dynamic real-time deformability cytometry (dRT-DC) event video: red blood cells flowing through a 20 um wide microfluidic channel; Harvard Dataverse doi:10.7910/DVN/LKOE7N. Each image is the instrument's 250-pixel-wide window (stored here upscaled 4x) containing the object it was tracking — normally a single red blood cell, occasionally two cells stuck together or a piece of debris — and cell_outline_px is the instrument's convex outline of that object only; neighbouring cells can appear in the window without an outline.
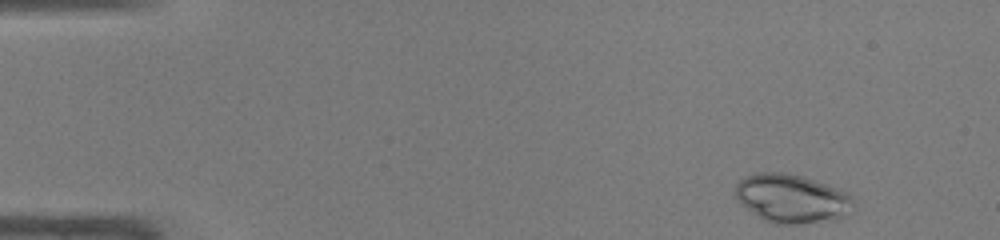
{"species": "common noctule bat (a hibernating species)", "species_latin": "Nyctalus noctula", "temperature_condition": "warm", "stored_images_in_passage": 44, "camera_frame_rate_fps": 3000, "um_per_image_px": 0.085, "animal": {"sex": "male", "body_mass_g": 19.0, "forearm_length_mm": 50.8}, "frame": {"image": 1, "passage_image": 1, "time_ms": 0.0, "image_size_px": [1000, 240], "cell_outline_px": [[852, 200], [836, 220], [796, 224], [772, 224], [764, 220], [740, 204], [736, 200], [736, 184], [740, 180], [756, 172], [788, 172], [804, 176], [828, 184], [848, 192], [852, 196]], "centroid_in_image_um": [67.22, 16.85], "position_along_channel_um": 17.8, "area_um2": 33.23}}
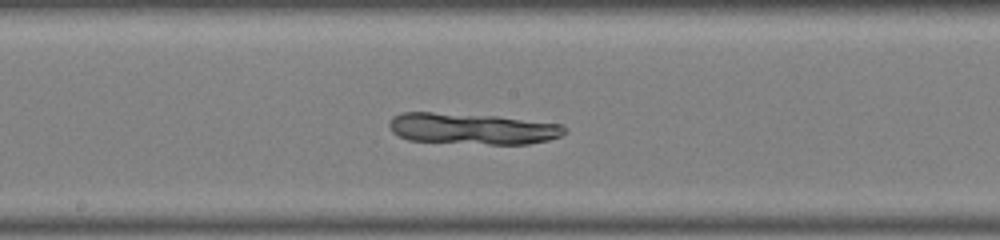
{"frame": {"image": 2, "passage_image": 22, "time_ms": 7.0, "image_size_px": [1000, 240], "cell_outline_px": [[568, 132], [560, 136], [548, 140], [528, 144], [488, 144], [408, 140], [392, 132], [388, 124], [392, 116], [400, 112], [432, 112], [496, 116], [560, 124], [568, 128]], "centroid_in_image_um": [40.14, 10.93], "position_along_channel_um": 208.1, "area_um2": 31.91}}
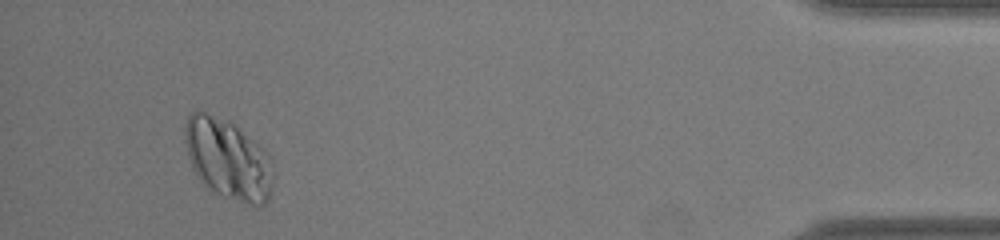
{"frame": {"image": 3, "passage_image": 41, "time_ms": 13.333, "image_size_px": [1000, 240], "cell_outline_px": [[272, 184], [268, 200], [264, 204], [252, 204], [224, 196], [208, 188], [200, 180], [192, 168], [188, 156], [184, 140], [184, 124], [188, 116], [196, 108], [232, 124], [256, 144], [272, 160]], "centroid_in_image_um": [19.32, 13.52], "position_along_channel_um": 415.9, "area_um2": 40.46}}